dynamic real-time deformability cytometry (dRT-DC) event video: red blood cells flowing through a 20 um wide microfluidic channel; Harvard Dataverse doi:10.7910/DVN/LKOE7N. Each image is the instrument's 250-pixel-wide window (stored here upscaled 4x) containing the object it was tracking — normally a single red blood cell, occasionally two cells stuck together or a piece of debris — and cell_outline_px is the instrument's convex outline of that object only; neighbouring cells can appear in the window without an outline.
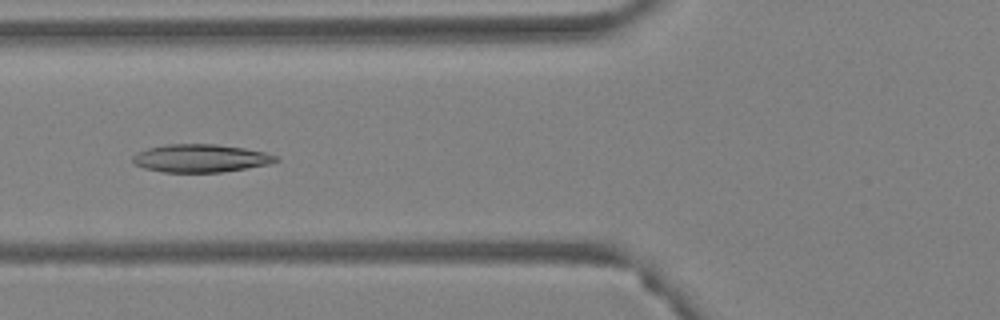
{"species": "Egyptian fruit bat (a non-hibernating species)", "species_latin": "Rousettus aegyptiacus", "temperature_condition": "warm", "stored_images_in_passage": 55, "camera_frame_rate_fps": 3000, "um_per_image_px": 0.085, "animal": {"sex": "female"}, "frame": {"image": 1, "passage_image": 22, "time_ms": 7.0, "image_size_px": [1000, 320], "cell_outline_px": [[280, 160], [272, 164], [224, 172], [164, 172], [144, 168], [136, 164], [132, 160], [132, 156], [136, 152], [148, 148], [164, 144], [216, 144], [244, 148], [264, 152], [280, 156]], "centroid_in_image_um": [17.1, 13.45], "position_along_channel_um": 108.7, "area_um2": 23.58}}
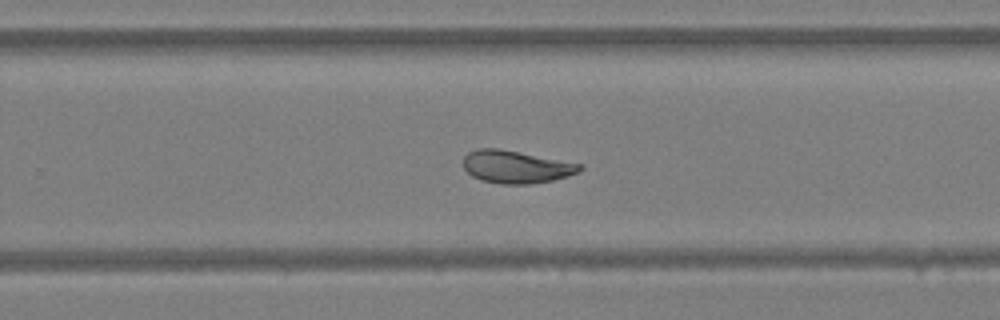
{"frame": {"image": 2, "passage_image": 36, "time_ms": 11.667, "image_size_px": [1000, 320], "cell_outline_px": [[584, 168], [580, 172], [568, 176], [552, 180], [532, 184], [500, 184], [484, 180], [472, 176], [464, 168], [464, 156], [468, 152], [476, 148], [500, 148], [584, 164]], "centroid_in_image_um": [43.91, 14.17], "position_along_channel_um": 285.9, "area_um2": 22.37}}
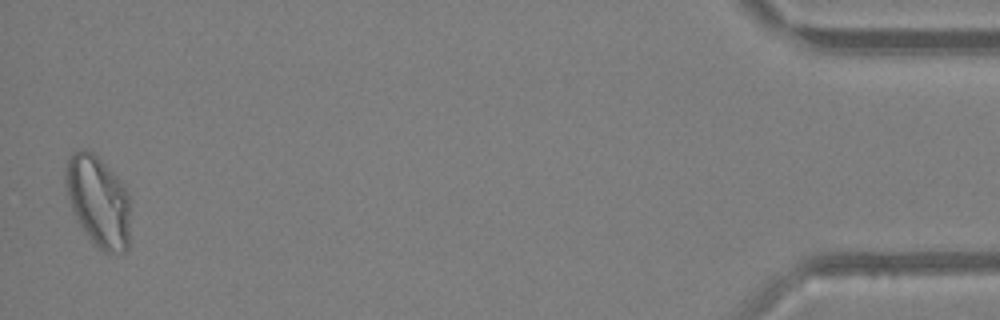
{"frame": {"image": 3, "passage_image": 54, "time_ms": 17.667, "image_size_px": [1000, 320], "cell_outline_px": [[128, 248], [124, 252], [104, 252], [84, 232], [72, 212], [64, 184], [64, 172], [68, 156], [72, 152], [80, 148], [84, 148], [92, 152], [116, 176], [128, 192]], "centroid_in_image_um": [8.29, 17.06], "position_along_channel_um": 426.9, "area_um2": 34.1}, "authors_computed_cell_mechanics": {"area_um2": 25.8366, "velocity_mm_per_s": 3.8034, "shape_relaxation_time_tau1_ms": null, "shape_relaxation_time_tau2_ms": 3.2053, "deformation_change_tau1": null, "deformation_change_tau2": 0.0821}}